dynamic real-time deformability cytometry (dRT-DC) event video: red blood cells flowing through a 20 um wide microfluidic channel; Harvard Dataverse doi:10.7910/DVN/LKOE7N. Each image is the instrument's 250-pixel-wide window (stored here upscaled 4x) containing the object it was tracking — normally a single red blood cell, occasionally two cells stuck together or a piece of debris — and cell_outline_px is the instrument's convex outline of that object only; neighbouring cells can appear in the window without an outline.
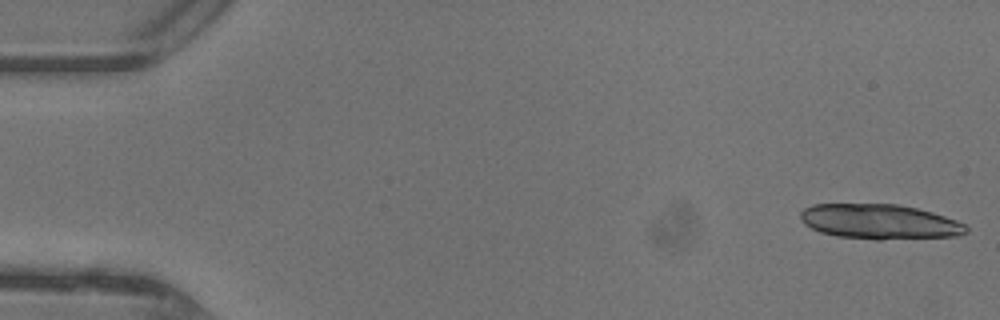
{"species": "common noctule bat (a hibernating species)", "species_latin": "Nyctalus noctula", "temperature_condition": "warm", "stored_images_in_passage": 34, "camera_frame_rate_fps": 3000, "um_per_image_px": 0.085, "animal": {"sex": "female"}, "frame": {"image": 1, "passage_image": 1, "time_ms": 0.0, "image_size_px": [1000, 320], "cell_outline_px": [[968, 232], [956, 236], [880, 240], [876, 240], [836, 236], [820, 232], [804, 224], [800, 220], [800, 212], [804, 208], [812, 204], [900, 204], [932, 212], [956, 220], [964, 224], [968, 228]], "centroid_in_image_um": [74.74, 18.84], "position_along_channel_um": 10.3, "area_um2": 33.93}}
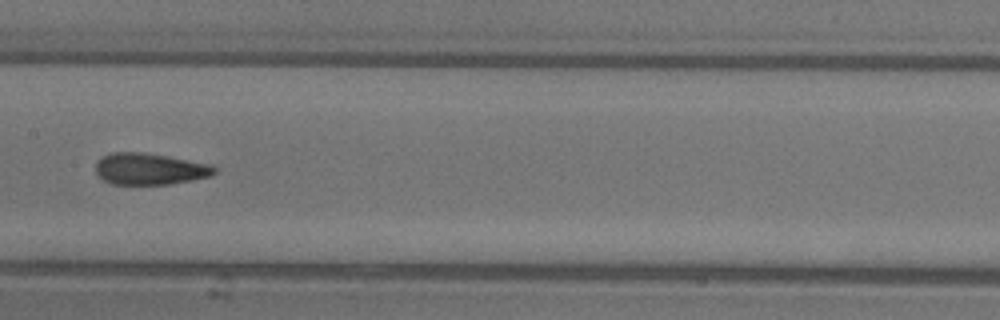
{"frame": {"image": 2, "passage_image": 24, "time_ms": 7.667, "image_size_px": [1000, 320], "cell_outline_px": [[216, 172], [212, 176], [192, 180], [168, 184], [112, 184], [104, 180], [96, 172], [96, 164], [104, 156], [112, 152], [144, 152], [168, 156], [212, 164], [216, 168]], "centroid_in_image_um": [12.78, 14.35], "position_along_channel_um": 194.6, "area_um2": 21.79}}
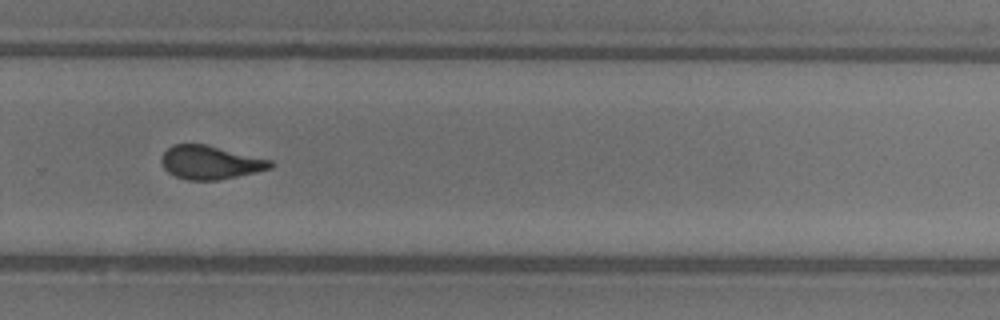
{"frame": {"image": 3, "passage_image": 32, "time_ms": 10.333, "image_size_px": [1000, 320], "cell_outline_px": [[272, 168], [256, 172], [220, 180], [188, 180], [176, 176], [168, 172], [164, 168], [160, 160], [160, 156], [172, 144], [204, 144], [272, 160]], "centroid_in_image_um": [17.85, 13.81], "position_along_channel_um": 312.0, "area_um2": 21.21}}